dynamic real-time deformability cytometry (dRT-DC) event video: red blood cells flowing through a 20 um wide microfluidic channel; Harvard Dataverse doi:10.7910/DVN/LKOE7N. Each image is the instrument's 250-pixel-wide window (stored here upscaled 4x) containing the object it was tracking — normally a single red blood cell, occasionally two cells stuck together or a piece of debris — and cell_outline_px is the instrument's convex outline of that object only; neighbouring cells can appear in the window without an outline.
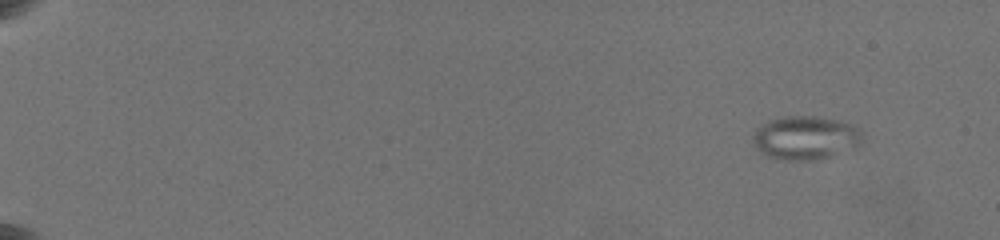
{"species": "common noctule bat (a hibernating species)", "species_latin": "Nyctalus noctula", "temperature_condition": "warm", "stored_images_in_passage": 39, "camera_frame_rate_fps": 3000, "um_per_image_px": 0.085, "animal": {"sex": "female", "body_mass_g": 19.5, "forearm_length_mm": 54.1}, "frame": {"image": 1, "passage_image": 1, "time_ms": 0.0, "image_size_px": [1000, 240], "cell_outline_px": [[864, 140], [856, 148], [828, 156], [812, 160], [784, 160], [768, 156], [760, 152], [756, 148], [752, 140], [752, 136], [756, 128], [772, 120], [788, 116], [812, 116], [836, 120], [848, 124], [864, 132]], "centroid_in_image_um": [68.48, 11.72], "position_along_channel_um": 16.5, "area_um2": 27.63}}
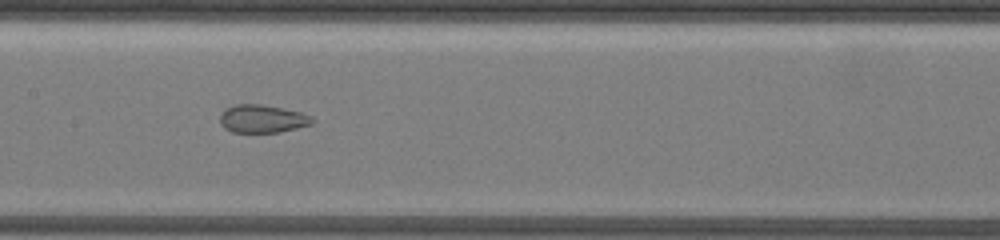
{"frame": {"image": 2, "passage_image": 20, "time_ms": 9.333, "image_size_px": [1000, 240], "cell_outline_px": [[316, 120], [312, 124], [280, 132], [232, 132], [224, 128], [220, 124], [220, 116], [228, 108], [236, 104], [260, 104], [300, 112], [312, 116]], "centroid_in_image_um": [22.32, 10.11], "position_along_channel_um": 185.1, "area_um2": 14.91}}
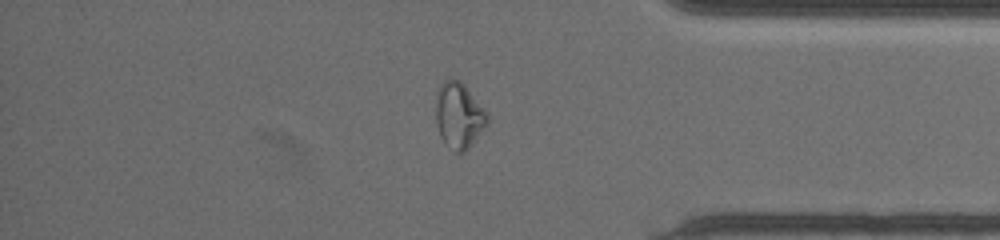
{"frame": {"image": 3, "passage_image": 34, "time_ms": 15.333, "image_size_px": [1000, 240], "cell_outline_px": [[488, 124], [468, 148], [464, 152], [456, 152], [444, 144], [440, 136], [436, 124], [436, 92], [440, 84], [444, 80], [460, 80], [464, 84], [488, 116]], "centroid_in_image_um": [38.97, 9.83], "position_along_channel_um": 396.2, "area_um2": 19.54}, "authors_computed_cell_mechanics": {"area_um2": 19.5364, "velocity_mm_per_s": 3.716, "shape_relaxation_time_tau1_ms": null, "shape_relaxation_time_tau2_ms": 1.5994, "deformation_change_tau1": null, "deformation_change_tau2": 0.0864}}